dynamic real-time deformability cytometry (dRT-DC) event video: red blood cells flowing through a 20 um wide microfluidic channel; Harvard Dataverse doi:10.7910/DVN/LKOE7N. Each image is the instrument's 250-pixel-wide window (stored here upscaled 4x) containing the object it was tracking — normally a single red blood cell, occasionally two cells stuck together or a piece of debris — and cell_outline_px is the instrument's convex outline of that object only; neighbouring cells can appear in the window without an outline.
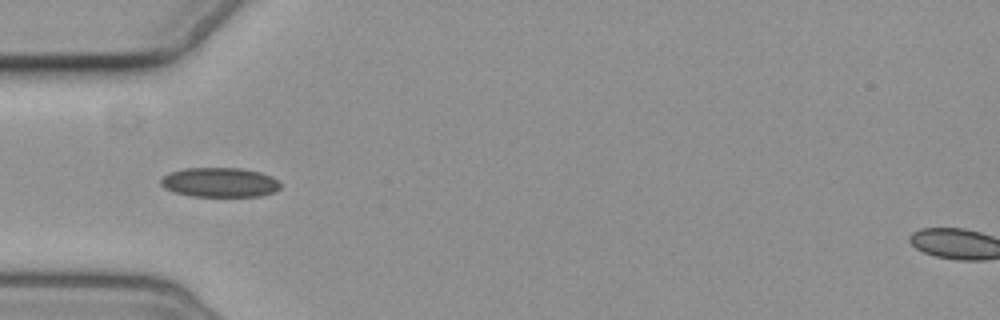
{"species": "common noctule bat (a hibernating species)", "species_latin": "Nyctalus noctula", "temperature_condition": "cold", "stored_images_in_passage": 4, "camera_frame_rate_fps": 3000, "um_per_image_px": 0.085, "animal": {"sex": "female", "body_mass_g": 19.3, "forearm_length_mm": 54.1}, "frame": {"image": 1, "passage_image": 4, "time_ms": 4.0, "image_size_px": [1000, 320], "cell_outline_px": [[280, 188], [272, 192], [260, 196], [192, 196], [176, 192], [164, 188], [160, 184], [160, 180], [164, 176], [172, 172], [184, 168], [240, 168], [260, 172], [272, 176], [280, 184]], "centroid_in_image_um": [18.67, 15.5], "position_along_channel_um": 66.3, "area_um2": 20.4}}